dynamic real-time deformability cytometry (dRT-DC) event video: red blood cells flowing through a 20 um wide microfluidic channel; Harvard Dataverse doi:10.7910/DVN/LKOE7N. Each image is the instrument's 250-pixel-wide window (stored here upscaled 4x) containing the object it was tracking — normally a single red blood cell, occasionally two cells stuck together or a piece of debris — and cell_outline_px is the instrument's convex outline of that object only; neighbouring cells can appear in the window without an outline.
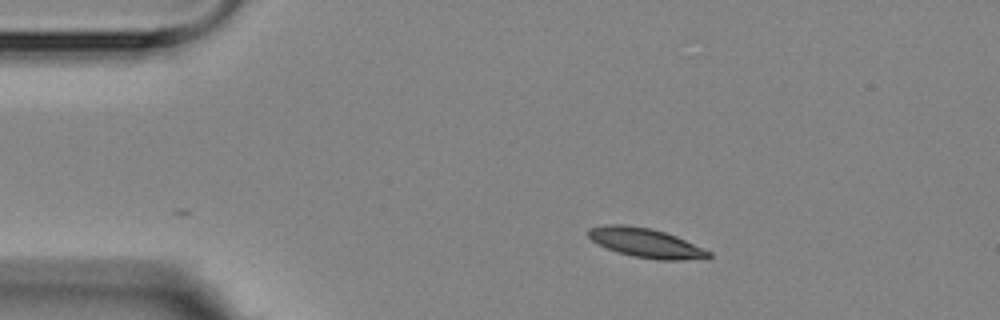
{"species": "Egyptian fruit bat (a non-hibernating species)", "species_latin": "Rousettus aegyptiacus", "temperature_condition": "room temperature", "stored_images_in_passage": 4, "camera_frame_rate_fps": 3000, "um_per_image_px": 0.085, "animal": {"sex": "female"}, "frame": {"image": 1, "passage_image": 1, "time_ms": 0.0, "image_size_px": [1000, 320], "cell_outline_px": [[712, 256], [708, 260], [656, 260], [632, 256], [616, 252], [592, 240], [588, 236], [588, 228], [608, 224], [620, 224], [652, 228], [676, 236], [712, 252]], "centroid_in_image_um": [54.96, 20.66], "position_along_channel_um": 30.0, "area_um2": 20.75}}
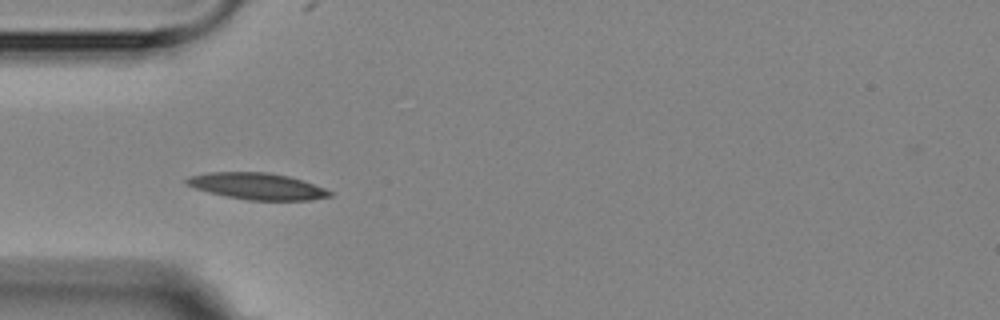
{"frame": {"image": 2, "passage_image": 3, "time_ms": 2.333, "image_size_px": [1000, 320], "cell_outline_px": [[332, 196], [308, 200], [248, 200], [208, 192], [184, 184], [184, 180], [188, 176], [208, 172], [268, 172], [288, 176], [324, 188], [332, 192]], "centroid_in_image_um": [21.81, 15.82], "position_along_channel_um": 63.2, "area_um2": 21.96}}
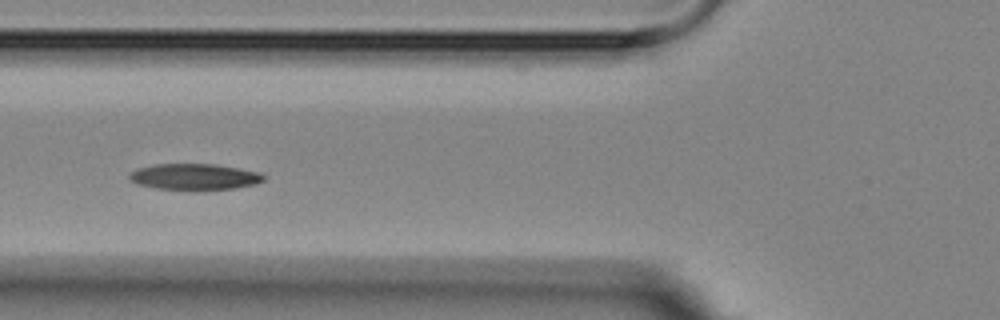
{"frame": {"image": 3, "passage_image": 4, "time_ms": 3.667, "image_size_px": [1000, 320], "cell_outline_px": [[264, 180], [256, 184], [236, 188], [156, 188], [136, 184], [128, 180], [128, 176], [136, 168], [156, 164], [212, 164], [260, 172], [264, 176]], "centroid_in_image_um": [16.49, 15.0], "position_along_channel_um": 109.3, "area_um2": 19.88}}